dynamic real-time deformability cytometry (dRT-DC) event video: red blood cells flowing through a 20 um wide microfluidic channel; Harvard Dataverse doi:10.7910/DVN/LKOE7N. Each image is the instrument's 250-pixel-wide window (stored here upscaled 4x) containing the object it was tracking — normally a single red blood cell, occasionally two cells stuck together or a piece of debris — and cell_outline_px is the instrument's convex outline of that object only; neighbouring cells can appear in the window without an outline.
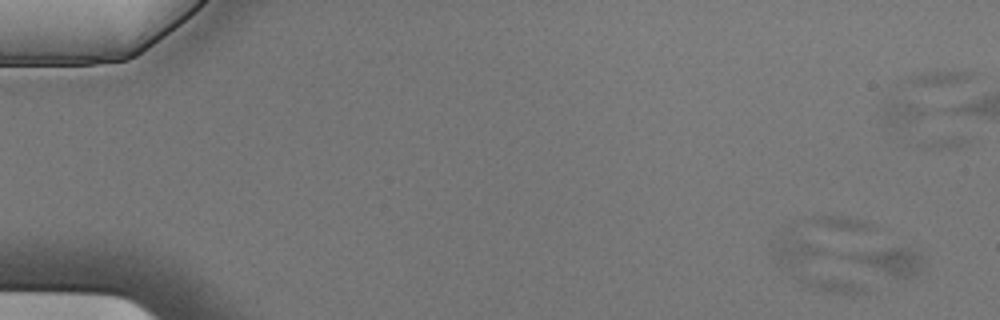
{"species": "Egyptian fruit bat (a non-hibernating species)", "species_latin": "Rousettus aegyptiacus", "temperature_condition": "cold", "stored_images_in_passage": 4, "segment_of_instrument_passage": [1, 2], "camera_frame_rate_fps": 3000, "um_per_image_px": 0.085, "animal": {"sex": "male"}, "frame": {"image": 1, "passage_image": 2, "time_ms": 0.333, "image_size_px": [1000, 320], "cell_outline_px": [[924, 264], [916, 272], [908, 276], [896, 276], [884, 272], [840, 256], [852, 252], [888, 248], [908, 248], [916, 252], [924, 260]], "centroid_in_image_um": [75.59, 22.14], "position_along_channel_um": 9.4, "area_um2": 10.81}}